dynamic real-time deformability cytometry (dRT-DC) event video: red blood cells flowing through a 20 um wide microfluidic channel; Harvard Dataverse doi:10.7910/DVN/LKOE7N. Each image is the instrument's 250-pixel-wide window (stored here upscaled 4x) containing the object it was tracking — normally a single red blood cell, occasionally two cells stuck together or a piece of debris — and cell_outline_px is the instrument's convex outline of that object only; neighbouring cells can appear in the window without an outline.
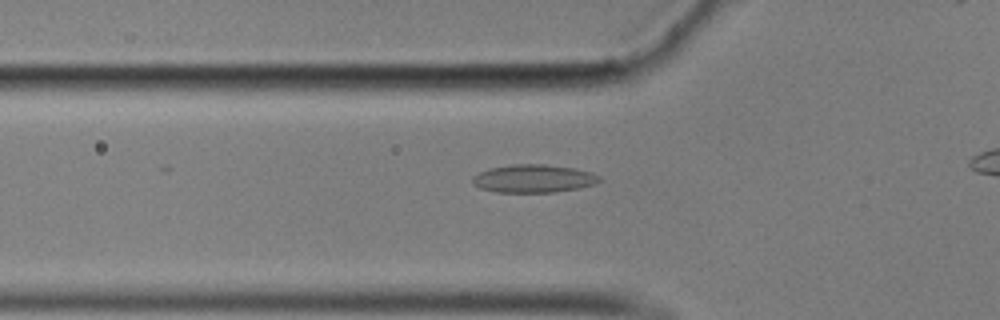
{"species": "common noctule bat (a hibernating species)", "species_latin": "Nyctalus noctula", "temperature_condition": "cold", "stored_images_in_passage": 49, "camera_frame_rate_fps": 3000, "um_per_image_px": 0.085, "animal": {"sex": "male", "body_mass_g": 17.9}, "frame": {"image": 1, "passage_image": 18, "time_ms": 5.667, "image_size_px": [1000, 320], "cell_outline_px": [[600, 180], [596, 184], [556, 192], [496, 192], [480, 188], [472, 184], [472, 176], [488, 168], [512, 164], [544, 164], [572, 168], [592, 172], [600, 176]], "centroid_in_image_um": [45.32, 15.17], "position_along_channel_um": 80.5, "area_um2": 20.75}}
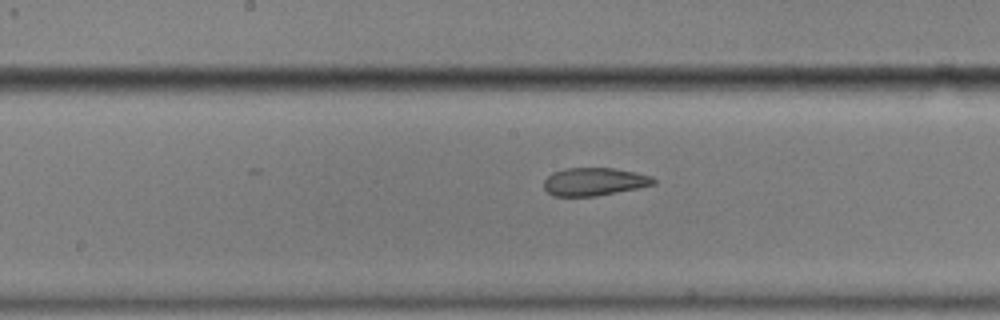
{"frame": {"image": 2, "passage_image": 28, "time_ms": 9.0, "image_size_px": [1000, 320], "cell_outline_px": [[656, 184], [596, 196], [552, 196], [544, 188], [544, 180], [552, 172], [564, 168], [612, 168], [636, 172], [652, 176], [656, 180]], "centroid_in_image_um": [50.5, 15.43], "position_along_channel_um": 197.7, "area_um2": 17.86}}
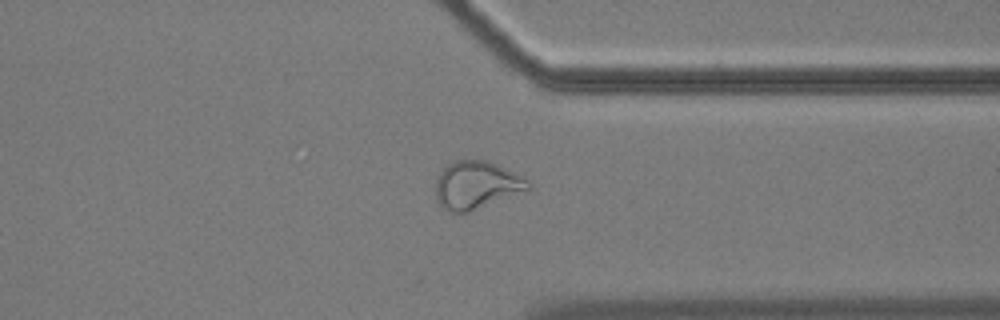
{"frame": {"image": 3, "passage_image": 43, "time_ms": 14.0, "image_size_px": [1000, 320], "cell_outline_px": [[532, 188], [468, 212], [448, 212], [436, 200], [436, 180], [440, 172], [452, 160], [488, 160], [524, 176], [532, 184]], "centroid_in_image_um": [40.51, 15.71], "position_along_channel_um": 370.9, "area_um2": 25.78}, "authors_computed_cell_mechanics": {"area_um2": 20.0566, "velocity_mm_per_s": 3.4926, "shape_relaxation_time_tau1_ms": null, "shape_relaxation_time_tau2_ms": 2.5893, "deformation_change_tau1": null, "deformation_change_tau2": 0.0845}}